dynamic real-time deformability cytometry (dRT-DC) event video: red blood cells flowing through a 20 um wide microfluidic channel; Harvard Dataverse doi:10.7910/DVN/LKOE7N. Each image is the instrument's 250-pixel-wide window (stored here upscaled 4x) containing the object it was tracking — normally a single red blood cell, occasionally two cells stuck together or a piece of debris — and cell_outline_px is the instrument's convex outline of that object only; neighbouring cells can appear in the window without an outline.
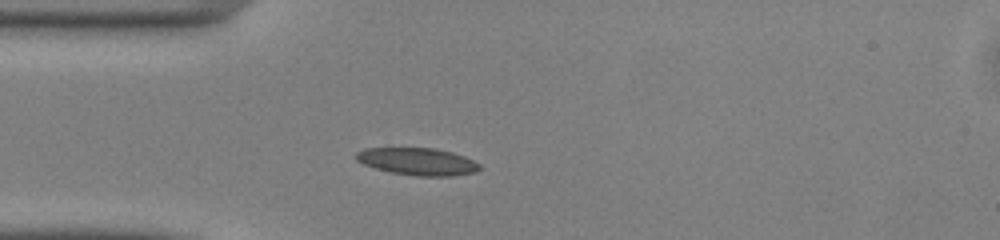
{"species": "common noctule bat (a hibernating species)", "species_latin": "Nyctalus noctula", "temperature_condition": "warm", "stored_images_in_passage": 37, "camera_frame_rate_fps": 3000, "um_per_image_px": 0.085, "animal": {"sex": "male", "body_mass_g": 13.0, "forearm_length_mm": 53.1}, "frame": {"image": 1, "passage_image": 1, "time_ms": 0.0, "image_size_px": [1000, 240], "cell_outline_px": [[480, 168], [476, 172], [452, 176], [416, 176], [392, 172], [376, 168], [364, 164], [356, 160], [356, 152], [364, 148], [436, 148], [452, 152], [464, 156], [480, 164]], "centroid_in_image_um": [35.51, 13.72], "position_along_channel_um": 49.5, "area_um2": 19.59}}
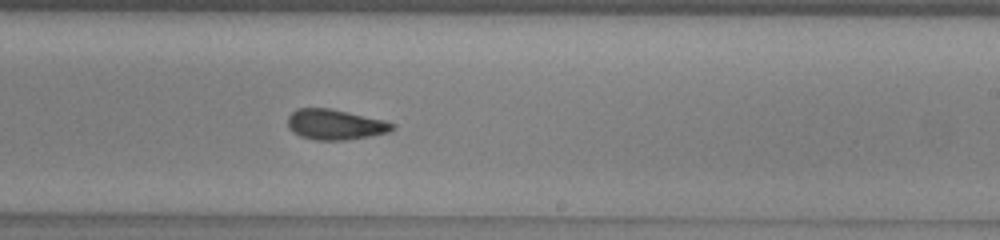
{"frame": {"image": 2, "passage_image": 17, "time_ms": 5.333, "image_size_px": [1000, 240], "cell_outline_px": [[396, 128], [388, 132], [368, 136], [344, 140], [316, 140], [300, 136], [292, 132], [288, 128], [288, 116], [296, 108], [328, 108], [384, 120], [396, 124]], "centroid_in_image_um": [28.47, 10.58], "position_along_channel_um": 260.5, "area_um2": 18.44}}
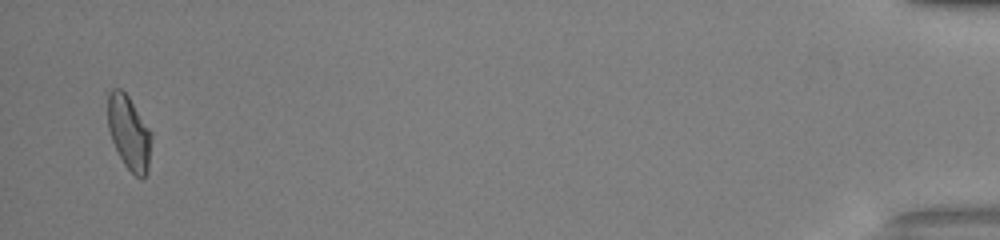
{"frame": {"image": 3, "passage_image": 36, "time_ms": 11.667, "image_size_px": [1000, 240], "cell_outline_px": [[152, 136], [148, 172], [144, 180], [140, 180], [124, 164], [112, 140], [108, 128], [108, 92], [112, 88], [120, 88], [128, 96], [152, 132]], "centroid_in_image_um": [10.99, 11.3], "position_along_channel_um": 424.2, "area_um2": 18.9}, "authors_computed_cell_mechanics": {"area_um2": 18.6694, "velocity_mm_per_s": 4.1106, "shape_relaxation_time_tau1_ms": 7.4914, "shape_relaxation_time_tau2_ms": 2.4442, "deformation_change_tau1": 0.1908, "deformation_change_tau2": 0.1034}}